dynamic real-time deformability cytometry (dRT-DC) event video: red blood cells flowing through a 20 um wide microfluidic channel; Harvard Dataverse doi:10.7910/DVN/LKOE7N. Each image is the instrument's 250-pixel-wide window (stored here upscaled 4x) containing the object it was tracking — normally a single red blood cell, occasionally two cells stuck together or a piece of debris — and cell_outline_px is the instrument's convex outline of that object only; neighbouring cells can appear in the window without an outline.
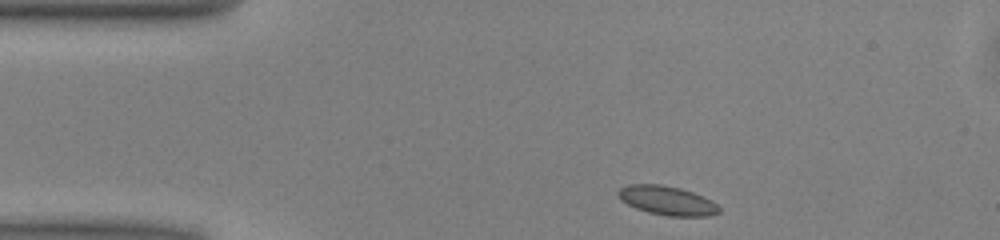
{"species": "common noctule bat (a hibernating species)", "species_latin": "Nyctalus noctula", "temperature_condition": "warm", "stored_images_in_passage": 43, "camera_frame_rate_fps": 3000, "um_per_image_px": 0.085, "animal": {"sex": "male", "body_mass_g": 13.0, "forearm_length_mm": 53.1}, "frame": {"image": 1, "passage_image": 1, "time_ms": 0.0, "image_size_px": [1000, 240], "cell_outline_px": [[720, 212], [712, 216], [668, 216], [648, 212], [636, 208], [620, 200], [616, 196], [616, 192], [620, 188], [628, 184], [660, 184], [680, 188], [704, 196], [712, 200], [720, 208]], "centroid_in_image_um": [56.7, 17.04], "position_along_channel_um": 28.3, "area_um2": 17.28}}
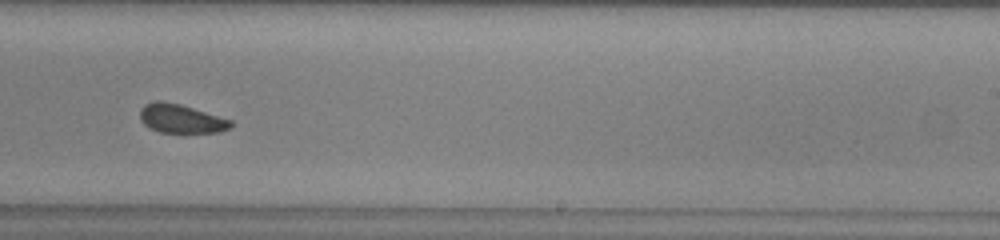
{"frame": {"image": 2, "passage_image": 23, "time_ms": 7.333, "image_size_px": [1000, 240], "cell_outline_px": [[232, 124], [228, 128], [220, 132], [160, 132], [148, 128], [140, 120], [140, 108], [144, 104], [156, 100], [160, 100], [180, 104], [232, 120]], "centroid_in_image_um": [15.34, 10.07], "position_along_channel_um": 273.7, "area_um2": 15.2}}
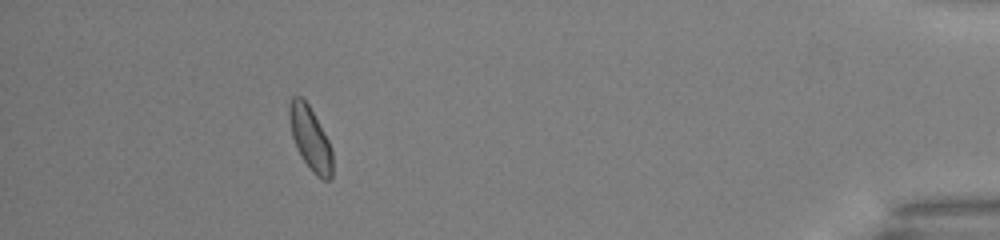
{"frame": {"image": 3, "passage_image": 38, "time_ms": 12.333, "image_size_px": [1000, 240], "cell_outline_px": [[332, 176], [328, 180], [324, 180], [316, 176], [312, 172], [296, 148], [292, 136], [288, 112], [288, 104], [292, 96], [300, 96], [308, 104], [324, 132], [332, 148]], "centroid_in_image_um": [26.36, 11.77], "position_along_channel_um": 408.8, "area_um2": 15.9}, "authors_computed_cell_mechanics": {"area_um2": 16.0106, "velocity_mm_per_s": 4.0178, "shape_relaxation_time_tau1_ms": 2.5449, "shape_relaxation_time_tau2_ms": 6.2671, "deformation_change_tau1": 0.0477, "deformation_change_tau2": 0.1029}}